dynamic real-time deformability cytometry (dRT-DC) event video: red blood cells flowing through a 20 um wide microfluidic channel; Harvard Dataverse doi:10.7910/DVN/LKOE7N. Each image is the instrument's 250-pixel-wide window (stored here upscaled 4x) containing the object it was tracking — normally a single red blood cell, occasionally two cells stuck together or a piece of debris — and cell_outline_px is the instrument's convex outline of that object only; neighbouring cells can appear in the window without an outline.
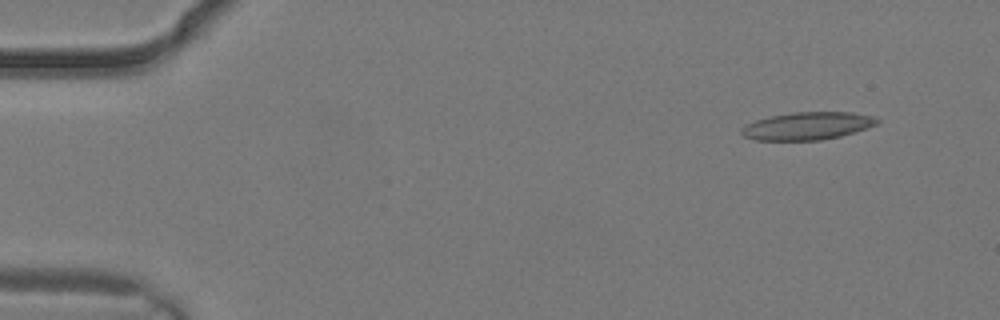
{"species": "common noctule bat (a hibernating species)", "species_latin": "Nyctalus noctula", "temperature_condition": "warm", "stored_images_in_passage": 3, "camera_frame_rate_fps": 3000, "um_per_image_px": 0.085, "animal": {"sex": "male", "body_mass_g": 19.2, "forearm_length_mm": 51.8}, "frame": {"image": 1, "passage_image": 1, "time_ms": 0.0, "image_size_px": [1000, 320], "cell_outline_px": [[880, 120], [876, 124], [868, 128], [856, 132], [840, 136], [820, 140], [756, 140], [744, 136], [740, 132], [748, 124], [756, 120], [768, 116], [792, 112], [852, 112], [872, 116]], "centroid_in_image_um": [68.66, 10.7], "position_along_channel_um": 16.3, "area_um2": 21.79}}
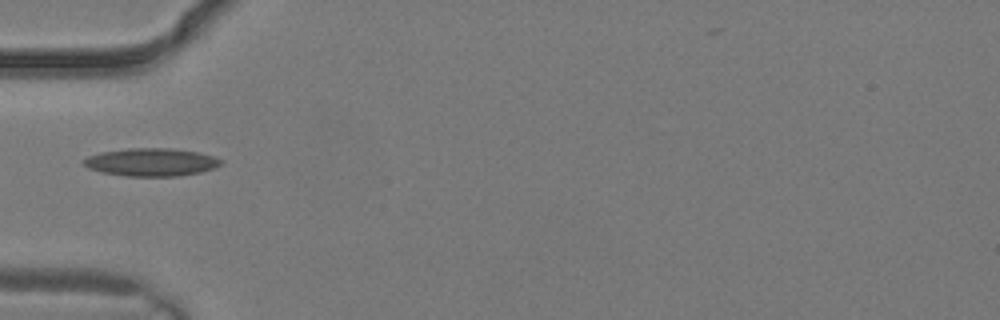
{"frame": {"image": 2, "passage_image": 3, "time_ms": 0.667, "image_size_px": [1000, 320], "cell_outline_px": [[224, 160], [216, 168], [200, 172], [180, 176], [124, 176], [100, 172], [88, 168], [84, 164], [84, 160], [88, 156], [100, 152], [128, 148], [168, 148], [196, 152], [212, 156]], "centroid_in_image_um": [12.85, 13.79], "position_along_channel_um": 72.2, "area_um2": 22.31}}